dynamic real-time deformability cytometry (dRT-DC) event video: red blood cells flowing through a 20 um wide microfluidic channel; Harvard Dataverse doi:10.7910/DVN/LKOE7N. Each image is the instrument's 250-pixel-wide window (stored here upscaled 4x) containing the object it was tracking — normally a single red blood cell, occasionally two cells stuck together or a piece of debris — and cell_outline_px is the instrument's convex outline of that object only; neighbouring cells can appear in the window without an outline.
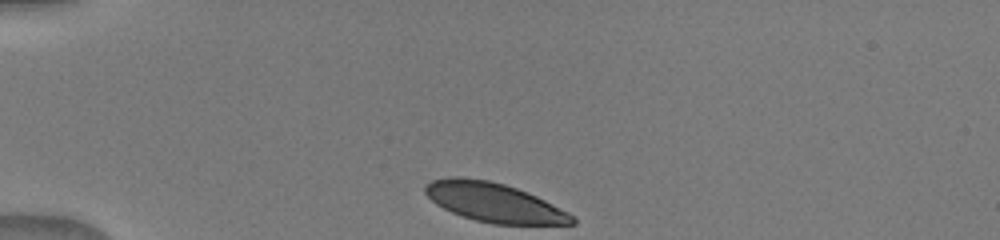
{"species": "human", "species_latin": "Homo sapiens", "temperature_condition": "warm", "stored_images_in_passage": 35, "camera_frame_rate_fps": 3000, "um_per_image_px": 0.085, "donor": {"sex": "male"}, "frame": {"image": 1, "passage_image": 1, "time_ms": 0.0, "image_size_px": [1000, 240], "cell_outline_px": [[576, 224], [492, 224], [476, 220], [452, 212], [436, 204], [424, 192], [424, 184], [432, 180], [452, 176], [460, 176], [488, 180], [504, 184], [528, 192], [568, 212], [576, 220]], "centroid_in_image_um": [41.97, 17.19], "position_along_channel_um": 43.0, "area_um2": 33.35}}
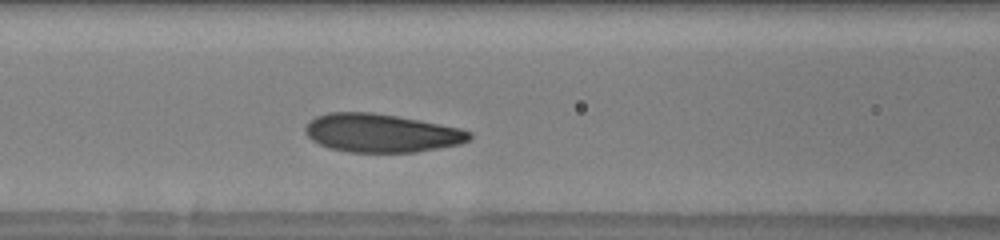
{"frame": {"image": 2, "passage_image": 11, "time_ms": 3.333, "image_size_px": [1000, 240], "cell_outline_px": [[472, 136], [468, 140], [460, 144], [416, 152], [348, 152], [328, 148], [312, 140], [304, 132], [304, 128], [316, 116], [328, 112], [372, 112], [420, 120], [460, 128], [472, 132]], "centroid_in_image_um": [32.41, 11.31], "position_along_channel_um": 134.2, "area_um2": 36.7}}
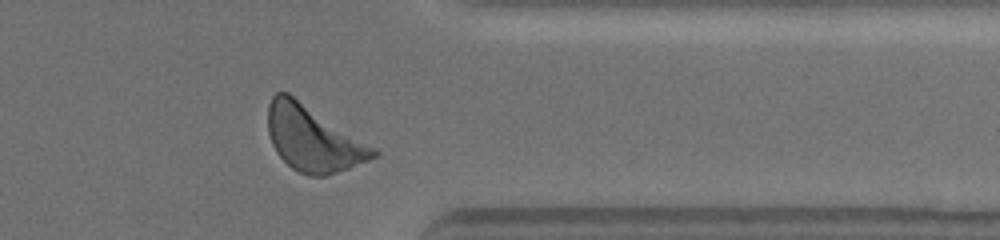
{"frame": {"image": 3, "passage_image": 30, "time_ms": 9.667, "image_size_px": [1000, 240], "cell_outline_px": [[380, 156], [328, 176], [308, 176], [292, 168], [276, 152], [272, 144], [268, 132], [268, 104], [272, 96], [276, 92], [288, 92], [376, 148], [380, 152]], "centroid_in_image_um": [26.62, 11.79], "position_along_channel_um": 384.8, "area_um2": 40.23}}